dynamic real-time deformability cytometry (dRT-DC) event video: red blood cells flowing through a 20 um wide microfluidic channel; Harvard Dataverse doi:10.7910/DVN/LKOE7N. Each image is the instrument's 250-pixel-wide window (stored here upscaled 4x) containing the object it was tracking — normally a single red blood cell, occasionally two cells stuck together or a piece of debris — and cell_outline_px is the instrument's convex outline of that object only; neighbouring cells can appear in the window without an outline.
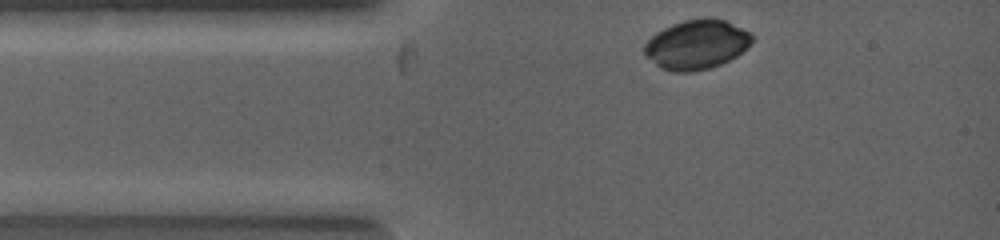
{"species": "common noctule bat (a hibernating species)", "species_latin": "Nyctalus noctula", "temperature_condition": "warm", "stored_images_in_passage": 4, "camera_frame_rate_fps": 5000, "um_per_image_px": 0.085, "animal": {"sex": "female", "body_mass_g": 19.0, "forearm_length_mm": 53.3}, "frame": {"image": 1, "passage_image": 1, "time_ms": 0.0, "image_size_px": [1000, 240], "cell_outline_px": [[752, 40], [748, 48], [736, 56], [720, 64], [708, 68], [692, 72], [672, 72], [660, 68], [644, 56], [644, 44], [656, 32], [672, 24], [684, 20], [724, 20], [748, 32], [752, 36]], "centroid_in_image_um": [59.15, 3.83], "position_along_channel_um": 25.8, "area_um2": 30.46}}
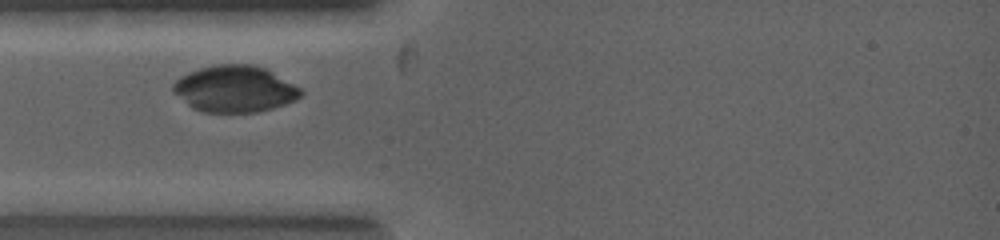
{"frame": {"image": 2, "passage_image": 3, "time_ms": 1.0, "image_size_px": [1000, 240], "cell_outline_px": [[304, 92], [300, 96], [284, 104], [272, 108], [256, 112], [204, 112], [192, 108], [172, 92], [172, 84], [180, 76], [188, 72], [200, 68], [220, 64], [252, 64], [264, 68], [300, 88]], "centroid_in_image_um": [19.89, 7.56], "position_along_channel_um": 65.1, "area_um2": 34.33}}